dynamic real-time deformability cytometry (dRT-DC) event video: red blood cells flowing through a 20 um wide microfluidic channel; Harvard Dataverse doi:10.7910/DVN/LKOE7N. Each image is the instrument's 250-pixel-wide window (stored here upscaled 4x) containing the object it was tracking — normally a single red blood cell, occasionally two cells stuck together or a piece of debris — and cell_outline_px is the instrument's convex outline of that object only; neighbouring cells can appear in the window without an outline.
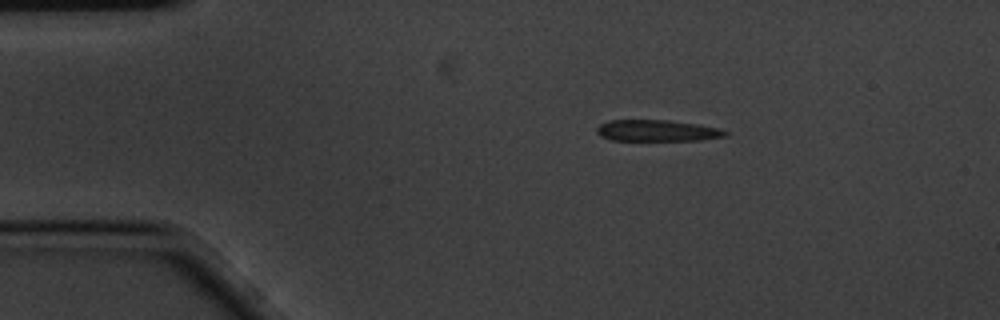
{"species": "common noctule bat (a hibernating species)", "species_latin": "Nyctalus noctula", "temperature_condition": "cold", "stored_images_in_passage": 4, "camera_frame_rate_fps": 3000, "um_per_image_px": 0.085, "animal": {"sex": "male", "body_mass_g": 20.1, "forearm_length_mm": 53.5}, "frame": {"image": 1, "passage_image": 2, "time_ms": 0.333, "image_size_px": [1000, 320], "cell_outline_px": [[728, 136], [700, 140], [612, 140], [600, 136], [596, 132], [596, 128], [600, 124], [608, 120], [668, 120], [700, 124], [720, 128], [728, 132]], "centroid_in_image_um": [55.87, 11.1], "position_along_channel_um": 29.1, "area_um2": 16.13}}